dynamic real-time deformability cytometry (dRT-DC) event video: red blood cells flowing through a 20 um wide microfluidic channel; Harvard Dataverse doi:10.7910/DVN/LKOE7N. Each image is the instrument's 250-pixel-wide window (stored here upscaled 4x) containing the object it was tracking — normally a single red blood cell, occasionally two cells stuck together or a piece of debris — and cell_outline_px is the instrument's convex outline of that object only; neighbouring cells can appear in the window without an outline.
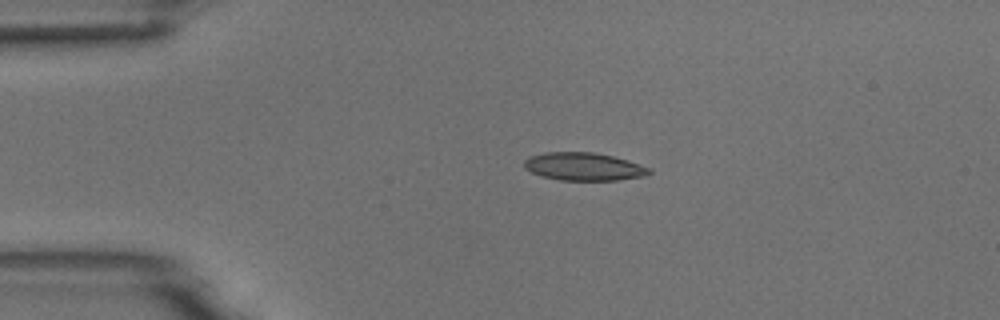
{"species": "common noctule bat (a hibernating species)", "species_latin": "Nyctalus noctula", "temperature_condition": "room temperature", "stored_images_in_passage": 2, "camera_frame_rate_fps": 3000, "um_per_image_px": 0.085, "animal": {"sex": "male", "body_mass_g": 18.8}, "frame": {"image": 1, "passage_image": 1, "time_ms": 0.0, "image_size_px": [1000, 320], "cell_outline_px": [[652, 172], [644, 176], [616, 180], [560, 180], [544, 176], [532, 172], [524, 168], [524, 160], [528, 156], [544, 152], [596, 152], [628, 160], [648, 168]], "centroid_in_image_um": [49.58, 14.15], "position_along_channel_um": 35.4, "area_um2": 20.23}}